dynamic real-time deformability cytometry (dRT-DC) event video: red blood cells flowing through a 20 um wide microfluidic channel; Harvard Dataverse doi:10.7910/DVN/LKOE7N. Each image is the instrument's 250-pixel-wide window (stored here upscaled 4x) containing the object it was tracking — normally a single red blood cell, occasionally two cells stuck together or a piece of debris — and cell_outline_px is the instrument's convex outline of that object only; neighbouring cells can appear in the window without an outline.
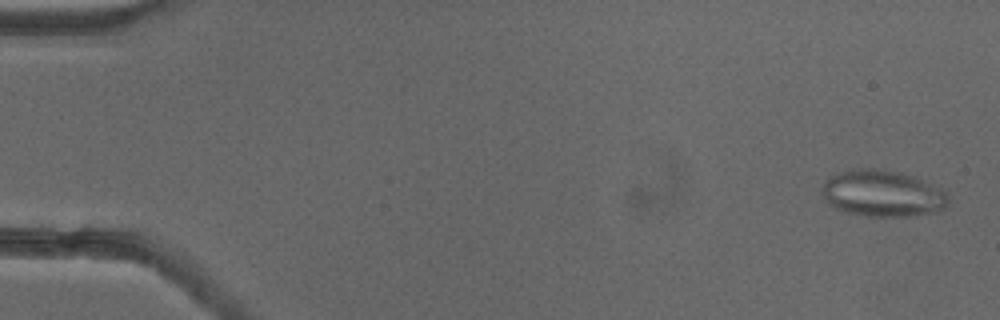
{"species": "common noctule bat (a hibernating species)", "species_latin": "Nyctalus noctula", "temperature_condition": "cold", "stored_images_in_passage": 53, "camera_frame_rate_fps": 3000, "um_per_image_px": 0.085, "animal": {"sex": "female"}, "frame": {"image": 1, "passage_image": 2, "time_ms": 0.333, "image_size_px": [1000, 320], "cell_outline_px": [[948, 204], [944, 208], [932, 212], [908, 216], [868, 216], [848, 212], [836, 208], [828, 204], [824, 196], [824, 184], [832, 176], [840, 172], [852, 168], [868, 168], [900, 172], [912, 176], [948, 192]], "centroid_in_image_um": [75.03, 16.44], "position_along_channel_um": 10.0, "area_um2": 33.64}}
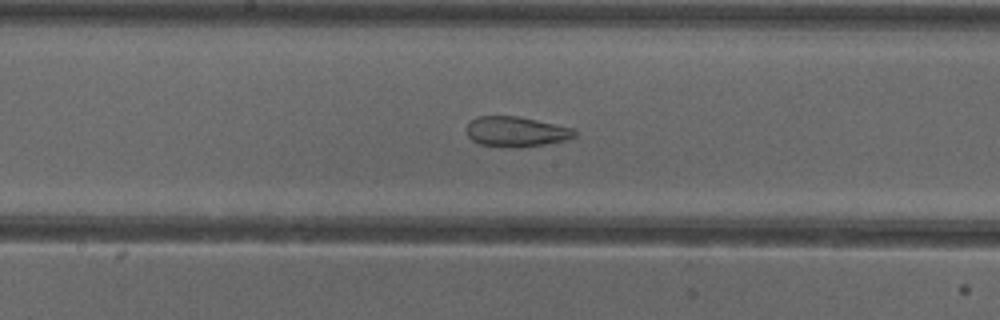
{"frame": {"image": 2, "passage_image": 28, "time_ms": 9.0, "image_size_px": [1000, 320], "cell_outline_px": [[576, 136], [564, 140], [544, 144], [520, 148], [480, 144], [472, 140], [468, 136], [464, 128], [476, 116], [516, 116], [576, 128]], "centroid_in_image_um": [43.86, 11.18], "position_along_channel_um": 204.3, "area_um2": 19.02}}
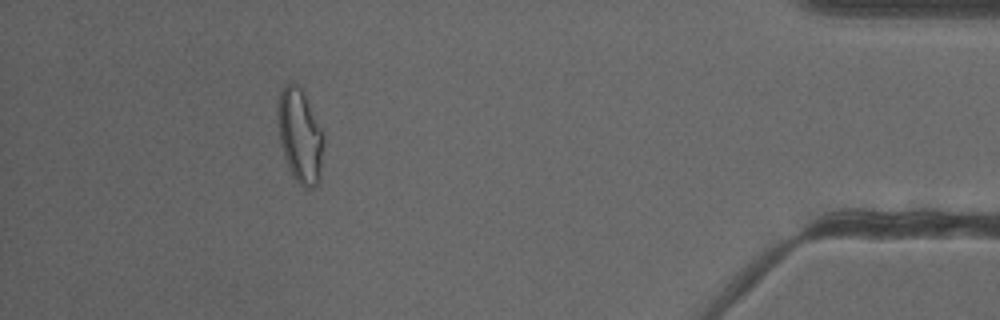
{"frame": {"image": 3, "passage_image": 48, "time_ms": 15.667, "image_size_px": [1000, 320], "cell_outline_px": [[324, 144], [320, 180], [312, 188], [304, 188], [292, 176], [284, 156], [280, 144], [276, 112], [276, 108], [280, 92], [284, 84], [288, 80], [292, 80], [304, 88], [324, 136]], "centroid_in_image_um": [25.49, 11.45], "position_along_channel_um": 409.7, "area_um2": 26.01}, "authors_computed_cell_mechanics": {"area_um2": 25.432, "velocity_mm_per_s": 3.9045, "shape_relaxation_time_tau1_ms": null, "shape_relaxation_time_tau2_ms": 1.6078, "deformation_change_tau1": null, "deformation_change_tau2": 0.0934}}